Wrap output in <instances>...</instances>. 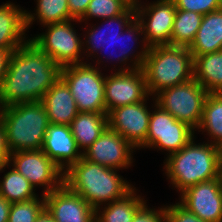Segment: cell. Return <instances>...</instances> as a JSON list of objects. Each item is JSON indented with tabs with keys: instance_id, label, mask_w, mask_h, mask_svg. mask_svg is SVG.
<instances>
[{
	"instance_id": "36",
	"label": "cell",
	"mask_w": 222,
	"mask_h": 222,
	"mask_svg": "<svg viewBox=\"0 0 222 222\" xmlns=\"http://www.w3.org/2000/svg\"><path fill=\"white\" fill-rule=\"evenodd\" d=\"M9 158L10 151L7 146L6 131L2 122L0 121V165L8 163Z\"/></svg>"
},
{
	"instance_id": "15",
	"label": "cell",
	"mask_w": 222,
	"mask_h": 222,
	"mask_svg": "<svg viewBox=\"0 0 222 222\" xmlns=\"http://www.w3.org/2000/svg\"><path fill=\"white\" fill-rule=\"evenodd\" d=\"M179 203L207 222H222V175L180 193Z\"/></svg>"
},
{
	"instance_id": "33",
	"label": "cell",
	"mask_w": 222,
	"mask_h": 222,
	"mask_svg": "<svg viewBox=\"0 0 222 222\" xmlns=\"http://www.w3.org/2000/svg\"><path fill=\"white\" fill-rule=\"evenodd\" d=\"M166 222H207L186 209L179 202L165 206Z\"/></svg>"
},
{
	"instance_id": "5",
	"label": "cell",
	"mask_w": 222,
	"mask_h": 222,
	"mask_svg": "<svg viewBox=\"0 0 222 222\" xmlns=\"http://www.w3.org/2000/svg\"><path fill=\"white\" fill-rule=\"evenodd\" d=\"M0 121L10 153L42 149L50 122L41 101L0 108Z\"/></svg>"
},
{
	"instance_id": "40",
	"label": "cell",
	"mask_w": 222,
	"mask_h": 222,
	"mask_svg": "<svg viewBox=\"0 0 222 222\" xmlns=\"http://www.w3.org/2000/svg\"><path fill=\"white\" fill-rule=\"evenodd\" d=\"M35 222H55L52 216L44 209L41 214L37 217Z\"/></svg>"
},
{
	"instance_id": "9",
	"label": "cell",
	"mask_w": 222,
	"mask_h": 222,
	"mask_svg": "<svg viewBox=\"0 0 222 222\" xmlns=\"http://www.w3.org/2000/svg\"><path fill=\"white\" fill-rule=\"evenodd\" d=\"M149 119L146 141L138 148H155L171 153L181 150L195 135V130L187 123L175 119L162 110L156 102Z\"/></svg>"
},
{
	"instance_id": "24",
	"label": "cell",
	"mask_w": 222,
	"mask_h": 222,
	"mask_svg": "<svg viewBox=\"0 0 222 222\" xmlns=\"http://www.w3.org/2000/svg\"><path fill=\"white\" fill-rule=\"evenodd\" d=\"M135 190L136 187L121 199L98 207L95 211V222H132L135 213L147 203Z\"/></svg>"
},
{
	"instance_id": "25",
	"label": "cell",
	"mask_w": 222,
	"mask_h": 222,
	"mask_svg": "<svg viewBox=\"0 0 222 222\" xmlns=\"http://www.w3.org/2000/svg\"><path fill=\"white\" fill-rule=\"evenodd\" d=\"M193 72L208 93H222V50L194 58Z\"/></svg>"
},
{
	"instance_id": "1",
	"label": "cell",
	"mask_w": 222,
	"mask_h": 222,
	"mask_svg": "<svg viewBox=\"0 0 222 222\" xmlns=\"http://www.w3.org/2000/svg\"><path fill=\"white\" fill-rule=\"evenodd\" d=\"M62 67L31 40L12 52L0 89V108L41 101L61 78Z\"/></svg>"
},
{
	"instance_id": "8",
	"label": "cell",
	"mask_w": 222,
	"mask_h": 222,
	"mask_svg": "<svg viewBox=\"0 0 222 222\" xmlns=\"http://www.w3.org/2000/svg\"><path fill=\"white\" fill-rule=\"evenodd\" d=\"M71 21L78 22V19L41 26L46 28L45 32L30 38L42 52L61 67L85 63L82 55L83 40L76 33Z\"/></svg>"
},
{
	"instance_id": "2",
	"label": "cell",
	"mask_w": 222,
	"mask_h": 222,
	"mask_svg": "<svg viewBox=\"0 0 222 222\" xmlns=\"http://www.w3.org/2000/svg\"><path fill=\"white\" fill-rule=\"evenodd\" d=\"M194 138L164 162L166 177L179 193L222 175V149L208 141L196 144Z\"/></svg>"
},
{
	"instance_id": "41",
	"label": "cell",
	"mask_w": 222,
	"mask_h": 222,
	"mask_svg": "<svg viewBox=\"0 0 222 222\" xmlns=\"http://www.w3.org/2000/svg\"><path fill=\"white\" fill-rule=\"evenodd\" d=\"M8 166V167H7ZM11 168L10 164L9 163H5L3 165H0V172H2L5 168Z\"/></svg>"
},
{
	"instance_id": "35",
	"label": "cell",
	"mask_w": 222,
	"mask_h": 222,
	"mask_svg": "<svg viewBox=\"0 0 222 222\" xmlns=\"http://www.w3.org/2000/svg\"><path fill=\"white\" fill-rule=\"evenodd\" d=\"M70 15L74 19H80L86 12L91 0H67Z\"/></svg>"
},
{
	"instance_id": "18",
	"label": "cell",
	"mask_w": 222,
	"mask_h": 222,
	"mask_svg": "<svg viewBox=\"0 0 222 222\" xmlns=\"http://www.w3.org/2000/svg\"><path fill=\"white\" fill-rule=\"evenodd\" d=\"M41 103L51 124L70 125L78 114L75 98L62 78L47 90Z\"/></svg>"
},
{
	"instance_id": "30",
	"label": "cell",
	"mask_w": 222,
	"mask_h": 222,
	"mask_svg": "<svg viewBox=\"0 0 222 222\" xmlns=\"http://www.w3.org/2000/svg\"><path fill=\"white\" fill-rule=\"evenodd\" d=\"M11 203L8 222H35L45 209V196Z\"/></svg>"
},
{
	"instance_id": "32",
	"label": "cell",
	"mask_w": 222,
	"mask_h": 222,
	"mask_svg": "<svg viewBox=\"0 0 222 222\" xmlns=\"http://www.w3.org/2000/svg\"><path fill=\"white\" fill-rule=\"evenodd\" d=\"M176 9L193 11L201 15L219 10L222 8V0H173Z\"/></svg>"
},
{
	"instance_id": "4",
	"label": "cell",
	"mask_w": 222,
	"mask_h": 222,
	"mask_svg": "<svg viewBox=\"0 0 222 222\" xmlns=\"http://www.w3.org/2000/svg\"><path fill=\"white\" fill-rule=\"evenodd\" d=\"M193 68L194 58L189 48L171 45L149 47L142 67L149 95L153 98L163 89L193 79Z\"/></svg>"
},
{
	"instance_id": "28",
	"label": "cell",
	"mask_w": 222,
	"mask_h": 222,
	"mask_svg": "<svg viewBox=\"0 0 222 222\" xmlns=\"http://www.w3.org/2000/svg\"><path fill=\"white\" fill-rule=\"evenodd\" d=\"M202 19L203 15L199 13L176 9L170 45L189 48L195 39Z\"/></svg>"
},
{
	"instance_id": "3",
	"label": "cell",
	"mask_w": 222,
	"mask_h": 222,
	"mask_svg": "<svg viewBox=\"0 0 222 222\" xmlns=\"http://www.w3.org/2000/svg\"><path fill=\"white\" fill-rule=\"evenodd\" d=\"M117 171L82 157L64 172V184L96 210L121 199L134 188Z\"/></svg>"
},
{
	"instance_id": "22",
	"label": "cell",
	"mask_w": 222,
	"mask_h": 222,
	"mask_svg": "<svg viewBox=\"0 0 222 222\" xmlns=\"http://www.w3.org/2000/svg\"><path fill=\"white\" fill-rule=\"evenodd\" d=\"M78 149L83 153L108 127L106 112H78L69 125Z\"/></svg>"
},
{
	"instance_id": "17",
	"label": "cell",
	"mask_w": 222,
	"mask_h": 222,
	"mask_svg": "<svg viewBox=\"0 0 222 222\" xmlns=\"http://www.w3.org/2000/svg\"><path fill=\"white\" fill-rule=\"evenodd\" d=\"M41 150L63 172L82 158L69 125L50 123Z\"/></svg>"
},
{
	"instance_id": "7",
	"label": "cell",
	"mask_w": 222,
	"mask_h": 222,
	"mask_svg": "<svg viewBox=\"0 0 222 222\" xmlns=\"http://www.w3.org/2000/svg\"><path fill=\"white\" fill-rule=\"evenodd\" d=\"M208 92L193 78L185 83L163 89L152 99L175 119L187 123L195 131L203 117V104Z\"/></svg>"
},
{
	"instance_id": "29",
	"label": "cell",
	"mask_w": 222,
	"mask_h": 222,
	"mask_svg": "<svg viewBox=\"0 0 222 222\" xmlns=\"http://www.w3.org/2000/svg\"><path fill=\"white\" fill-rule=\"evenodd\" d=\"M34 186L14 167L0 180V196L8 202H21L37 198Z\"/></svg>"
},
{
	"instance_id": "23",
	"label": "cell",
	"mask_w": 222,
	"mask_h": 222,
	"mask_svg": "<svg viewBox=\"0 0 222 222\" xmlns=\"http://www.w3.org/2000/svg\"><path fill=\"white\" fill-rule=\"evenodd\" d=\"M140 35L143 36L142 26H141L140 22L136 18H134L128 24V26L124 29V31L121 34H119V36L113 42L108 43L106 45V47L102 48V49L108 48V46L110 47L111 44H114L113 46H115L118 44V42H120V39L122 40L121 43H123V47L126 46L122 49L120 48L121 49L120 55L118 54V56H117L118 62L120 61L119 64L121 63V65H122V63H123V65L125 67H123V65L119 66L118 67L119 69L117 71H130V70L140 69L143 67L145 57L147 56V52H148L149 47L147 45L141 44L143 47L141 48L140 52H137L138 54L137 53L134 54L135 53L134 48H136V47H133V45H132V44H136V43L138 45V43H140V42H137V40L140 39L139 38ZM125 39H127L128 42H132V44L131 43L129 44ZM126 42L128 44H124ZM128 45H131V46L128 47ZM131 47L134 49V51ZM113 55L108 56V58ZM131 56L133 57V59H131L132 58ZM129 60H130V62L132 61L131 62L132 64L128 63V65H129L128 66L127 62H129ZM126 65H127V67H126Z\"/></svg>"
},
{
	"instance_id": "38",
	"label": "cell",
	"mask_w": 222,
	"mask_h": 222,
	"mask_svg": "<svg viewBox=\"0 0 222 222\" xmlns=\"http://www.w3.org/2000/svg\"><path fill=\"white\" fill-rule=\"evenodd\" d=\"M11 202L0 196V222H8Z\"/></svg>"
},
{
	"instance_id": "16",
	"label": "cell",
	"mask_w": 222,
	"mask_h": 222,
	"mask_svg": "<svg viewBox=\"0 0 222 222\" xmlns=\"http://www.w3.org/2000/svg\"><path fill=\"white\" fill-rule=\"evenodd\" d=\"M45 196V209L55 222H95V209L64 183Z\"/></svg>"
},
{
	"instance_id": "37",
	"label": "cell",
	"mask_w": 222,
	"mask_h": 222,
	"mask_svg": "<svg viewBox=\"0 0 222 222\" xmlns=\"http://www.w3.org/2000/svg\"><path fill=\"white\" fill-rule=\"evenodd\" d=\"M11 55V50L0 49V89L9 67Z\"/></svg>"
},
{
	"instance_id": "10",
	"label": "cell",
	"mask_w": 222,
	"mask_h": 222,
	"mask_svg": "<svg viewBox=\"0 0 222 222\" xmlns=\"http://www.w3.org/2000/svg\"><path fill=\"white\" fill-rule=\"evenodd\" d=\"M8 163L35 189L38 185L44 186L43 195L57 190L64 183V172L41 149L10 153Z\"/></svg>"
},
{
	"instance_id": "27",
	"label": "cell",
	"mask_w": 222,
	"mask_h": 222,
	"mask_svg": "<svg viewBox=\"0 0 222 222\" xmlns=\"http://www.w3.org/2000/svg\"><path fill=\"white\" fill-rule=\"evenodd\" d=\"M35 13L26 10V29H29L34 21L40 25L59 23L67 20H74L70 15L67 0H36ZM36 16V17H35Z\"/></svg>"
},
{
	"instance_id": "13",
	"label": "cell",
	"mask_w": 222,
	"mask_h": 222,
	"mask_svg": "<svg viewBox=\"0 0 222 222\" xmlns=\"http://www.w3.org/2000/svg\"><path fill=\"white\" fill-rule=\"evenodd\" d=\"M149 96L141 102L112 109L108 114V127L130 142L136 150L146 141L149 129Z\"/></svg>"
},
{
	"instance_id": "19",
	"label": "cell",
	"mask_w": 222,
	"mask_h": 222,
	"mask_svg": "<svg viewBox=\"0 0 222 222\" xmlns=\"http://www.w3.org/2000/svg\"><path fill=\"white\" fill-rule=\"evenodd\" d=\"M26 10L8 2L0 5V49L15 51L30 39L26 37ZM28 38V40L26 39Z\"/></svg>"
},
{
	"instance_id": "14",
	"label": "cell",
	"mask_w": 222,
	"mask_h": 222,
	"mask_svg": "<svg viewBox=\"0 0 222 222\" xmlns=\"http://www.w3.org/2000/svg\"><path fill=\"white\" fill-rule=\"evenodd\" d=\"M136 148L120 134L107 127L100 137L83 153L82 157L117 170L129 168ZM122 168V169H121Z\"/></svg>"
},
{
	"instance_id": "26",
	"label": "cell",
	"mask_w": 222,
	"mask_h": 222,
	"mask_svg": "<svg viewBox=\"0 0 222 222\" xmlns=\"http://www.w3.org/2000/svg\"><path fill=\"white\" fill-rule=\"evenodd\" d=\"M198 132H207L209 143L222 149V93H208L203 104V117ZM200 130V131H199Z\"/></svg>"
},
{
	"instance_id": "20",
	"label": "cell",
	"mask_w": 222,
	"mask_h": 222,
	"mask_svg": "<svg viewBox=\"0 0 222 222\" xmlns=\"http://www.w3.org/2000/svg\"><path fill=\"white\" fill-rule=\"evenodd\" d=\"M134 18L135 10L128 9L124 14L120 16L103 19L104 24L106 23L107 25H104L103 29L97 25L91 26V28L86 31L87 35L85 37V40H83V52L85 56L88 55L87 57H92L93 55H97L95 57H97V59L100 58L98 52L100 50L102 51V48H104L108 43L113 42ZM114 25L118 26L117 31L113 28Z\"/></svg>"
},
{
	"instance_id": "34",
	"label": "cell",
	"mask_w": 222,
	"mask_h": 222,
	"mask_svg": "<svg viewBox=\"0 0 222 222\" xmlns=\"http://www.w3.org/2000/svg\"><path fill=\"white\" fill-rule=\"evenodd\" d=\"M132 222H166L165 205L151 209L145 203L134 215Z\"/></svg>"
},
{
	"instance_id": "31",
	"label": "cell",
	"mask_w": 222,
	"mask_h": 222,
	"mask_svg": "<svg viewBox=\"0 0 222 222\" xmlns=\"http://www.w3.org/2000/svg\"><path fill=\"white\" fill-rule=\"evenodd\" d=\"M128 7L120 0H91L85 14L78 20L84 22L91 18H113L124 14Z\"/></svg>"
},
{
	"instance_id": "12",
	"label": "cell",
	"mask_w": 222,
	"mask_h": 222,
	"mask_svg": "<svg viewBox=\"0 0 222 222\" xmlns=\"http://www.w3.org/2000/svg\"><path fill=\"white\" fill-rule=\"evenodd\" d=\"M110 75V76H109ZM105 77V109H112L144 101L149 95L142 68L117 71Z\"/></svg>"
},
{
	"instance_id": "6",
	"label": "cell",
	"mask_w": 222,
	"mask_h": 222,
	"mask_svg": "<svg viewBox=\"0 0 222 222\" xmlns=\"http://www.w3.org/2000/svg\"><path fill=\"white\" fill-rule=\"evenodd\" d=\"M101 60L92 63L67 65L61 69V78L75 98L78 112H106L105 75L100 70ZM98 65V66H97ZM99 67V68H98Z\"/></svg>"
},
{
	"instance_id": "39",
	"label": "cell",
	"mask_w": 222,
	"mask_h": 222,
	"mask_svg": "<svg viewBox=\"0 0 222 222\" xmlns=\"http://www.w3.org/2000/svg\"><path fill=\"white\" fill-rule=\"evenodd\" d=\"M124 5L128 7V9L137 10L142 7L141 0H120Z\"/></svg>"
},
{
	"instance_id": "21",
	"label": "cell",
	"mask_w": 222,
	"mask_h": 222,
	"mask_svg": "<svg viewBox=\"0 0 222 222\" xmlns=\"http://www.w3.org/2000/svg\"><path fill=\"white\" fill-rule=\"evenodd\" d=\"M222 50V8L203 16L189 51L196 58Z\"/></svg>"
},
{
	"instance_id": "11",
	"label": "cell",
	"mask_w": 222,
	"mask_h": 222,
	"mask_svg": "<svg viewBox=\"0 0 222 222\" xmlns=\"http://www.w3.org/2000/svg\"><path fill=\"white\" fill-rule=\"evenodd\" d=\"M175 14L176 6L173 0H157L143 4L135 11V18L140 22L143 31L140 42L148 47L170 45Z\"/></svg>"
}]
</instances>
